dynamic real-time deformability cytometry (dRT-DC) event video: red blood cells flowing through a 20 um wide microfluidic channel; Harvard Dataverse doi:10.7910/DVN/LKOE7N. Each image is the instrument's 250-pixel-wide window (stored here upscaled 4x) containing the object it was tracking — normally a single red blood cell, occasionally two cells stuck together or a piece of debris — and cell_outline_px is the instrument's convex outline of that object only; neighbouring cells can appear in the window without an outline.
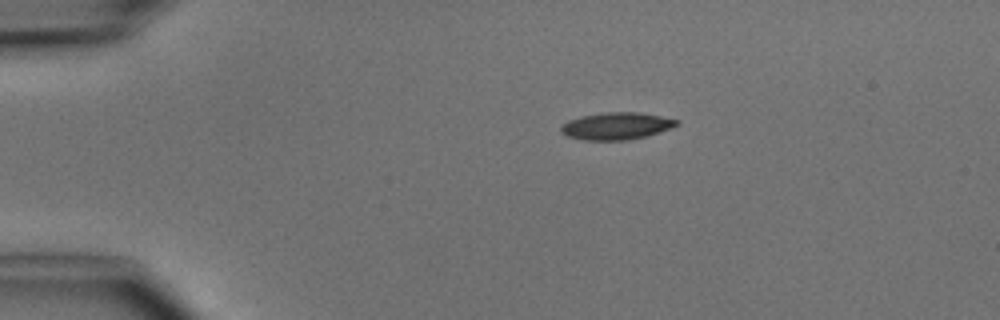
{"species": "common noctule bat (a hibernating species)", "species_latin": "Nyctalus noctula", "temperature_condition": "cold", "stored_images_in_passage": 2, "camera_frame_rate_fps": 3000, "um_per_image_px": 0.085, "animal": {"sex": "male", "body_mass_g": 15.6}, "frame": {"image": 1, "passage_image": 1, "time_ms": 0.0, "image_size_px": [1000, 320], "cell_outline_px": [[680, 124], [644, 136], [624, 140], [584, 140], [568, 136], [560, 132], [560, 128], [568, 120], [580, 116], [604, 112], [640, 112], [680, 120]], "centroid_in_image_um": [52.36, 10.69], "position_along_channel_um": 32.6, "area_um2": 18.09}}
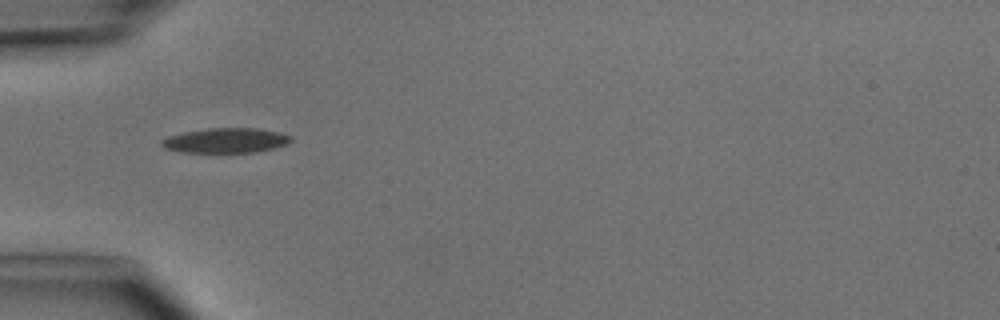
{"frame": {"image": 2, "passage_image": 2, "time_ms": 2.0, "image_size_px": [1000, 320], "cell_outline_px": [[292, 140], [288, 144], [276, 148], [256, 152], [184, 152], [164, 148], [160, 144], [160, 140], [168, 136], [184, 132], [208, 128], [256, 128], [276, 132], [292, 136]], "centroid_in_image_um": [19.19, 11.94], "position_along_channel_um": 65.8, "area_um2": 18.73}}